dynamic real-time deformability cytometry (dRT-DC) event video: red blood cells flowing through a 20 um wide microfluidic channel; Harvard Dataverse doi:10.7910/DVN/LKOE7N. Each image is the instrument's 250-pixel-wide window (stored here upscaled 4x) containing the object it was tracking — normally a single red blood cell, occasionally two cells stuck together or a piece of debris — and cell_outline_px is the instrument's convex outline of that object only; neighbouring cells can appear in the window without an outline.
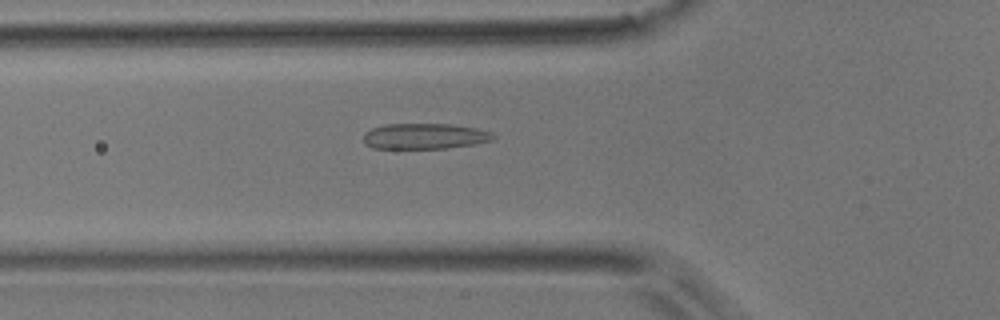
{"species": "common noctule bat (a hibernating species)", "species_latin": "Nyctalus noctula", "temperature_condition": "room temperature", "stored_images_in_passage": 35, "camera_frame_rate_fps": 3000, "um_per_image_px": 0.085, "animal": {"sex": "male", "body_mass_g": 17.9}, "frame": {"image": 1, "passage_image": 2, "time_ms": 0.333, "image_size_px": [1000, 320], "cell_outline_px": [[496, 136], [492, 140], [476, 144], [444, 148], [372, 148], [364, 144], [364, 132], [372, 128], [384, 124], [452, 124], [476, 128], [492, 132]], "centroid_in_image_um": [36.09, 11.57], "position_along_channel_um": 89.7, "area_um2": 19.48}}
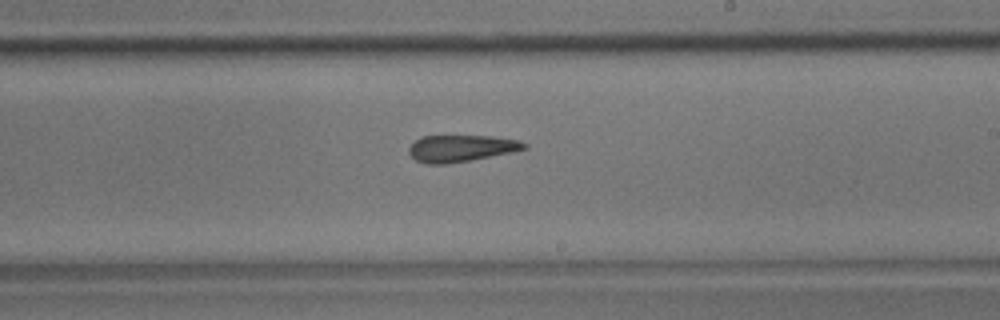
{"frame": {"image": 2, "passage_image": 14, "time_ms": 4.333, "image_size_px": [1000, 320], "cell_outline_px": [[528, 148], [512, 152], [468, 160], [444, 164], [428, 164], [416, 160], [408, 152], [408, 148], [416, 140], [424, 136], [488, 136], [516, 140], [528, 144]], "centroid_in_image_um": [39.18, 12.6], "position_along_channel_um": 249.8, "area_um2": 17.63}}
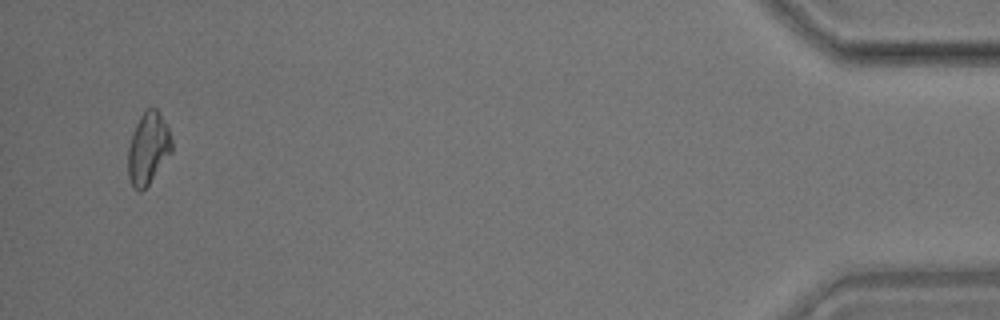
{"frame": {"image": 3, "passage_image": 33, "time_ms": 10.667, "image_size_px": [1000, 320], "cell_outline_px": [[172, 152], [148, 184], [140, 192], [132, 188], [128, 176], [128, 148], [136, 124], [140, 116], [152, 104], [160, 112], [168, 124], [172, 140]], "centroid_in_image_um": [12.61, 12.58], "position_along_channel_um": 422.6, "area_um2": 18.5}}